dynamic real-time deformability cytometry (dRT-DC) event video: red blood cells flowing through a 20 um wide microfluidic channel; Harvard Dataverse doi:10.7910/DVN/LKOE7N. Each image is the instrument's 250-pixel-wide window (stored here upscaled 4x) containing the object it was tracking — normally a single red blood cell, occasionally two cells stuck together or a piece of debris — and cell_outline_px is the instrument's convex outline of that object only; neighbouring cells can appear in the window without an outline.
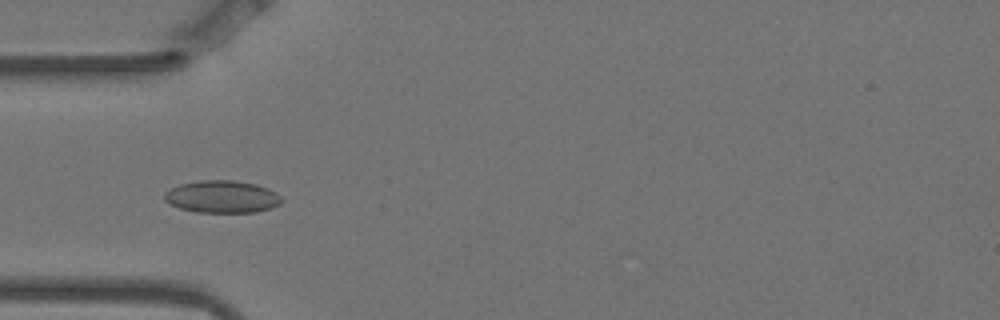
{"species": "Egyptian fruit bat (a non-hibernating species)", "species_latin": "Rousettus aegyptiacus", "temperature_condition": "warm", "stored_images_in_passage": 7, "camera_frame_rate_fps": 3000, "um_per_image_px": 0.085, "animal": {"sex": "female"}, "frame": {"image": 1, "passage_image": 4, "time_ms": 1.0, "image_size_px": [1000, 320], "cell_outline_px": [[284, 200], [280, 204], [272, 208], [252, 212], [196, 212], [180, 208], [168, 204], [164, 200], [164, 192], [180, 184], [200, 180], [232, 180], [256, 184], [268, 188], [276, 192]], "centroid_in_image_um": [18.87, 16.72], "position_along_channel_um": 66.1, "area_um2": 22.2}}
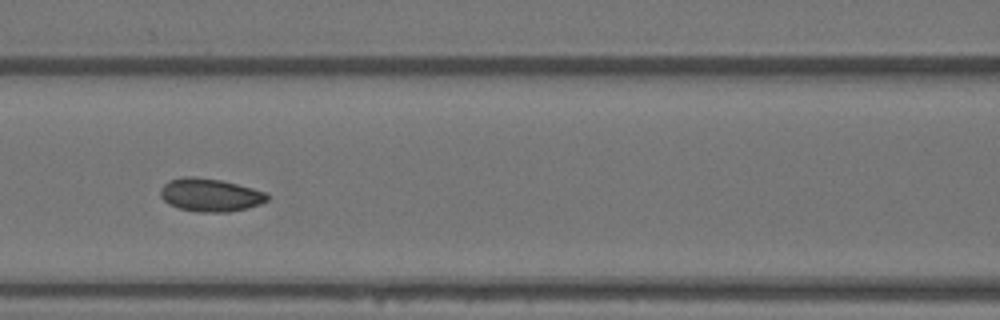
{"frame": {"image": 2, "passage_image": 6, "time_ms": 1.667, "image_size_px": [1000, 320], "cell_outline_px": [[268, 200], [260, 204], [248, 208], [228, 212], [200, 212], [180, 208], [168, 204], [160, 196], [160, 188], [168, 180], [184, 176], [192, 176], [220, 180], [268, 192]], "centroid_in_image_um": [17.86, 16.57], "position_along_channel_um": 148.7, "area_um2": 20.63}}
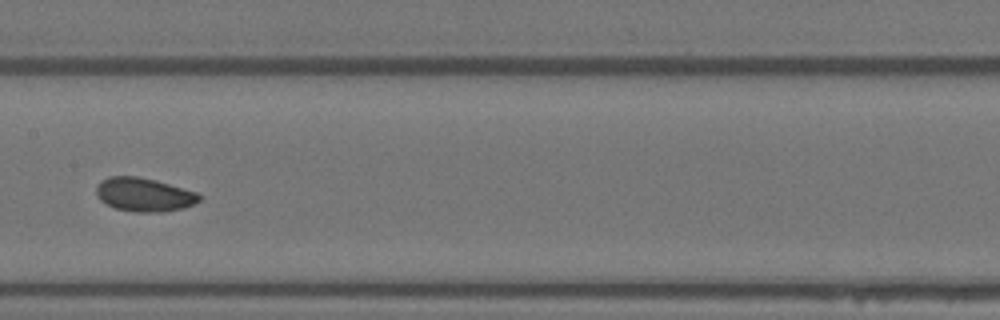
{"frame": {"image": 3, "passage_image": 7, "time_ms": 2.0, "image_size_px": [1000, 320], "cell_outline_px": [[204, 196], [200, 200], [184, 208], [164, 212], [136, 212], [116, 208], [100, 200], [96, 196], [96, 184], [100, 180], [108, 176], [136, 176], [168, 184], [196, 192]], "centroid_in_image_um": [12.22, 16.54], "position_along_channel_um": 195.2, "area_um2": 20.17}}